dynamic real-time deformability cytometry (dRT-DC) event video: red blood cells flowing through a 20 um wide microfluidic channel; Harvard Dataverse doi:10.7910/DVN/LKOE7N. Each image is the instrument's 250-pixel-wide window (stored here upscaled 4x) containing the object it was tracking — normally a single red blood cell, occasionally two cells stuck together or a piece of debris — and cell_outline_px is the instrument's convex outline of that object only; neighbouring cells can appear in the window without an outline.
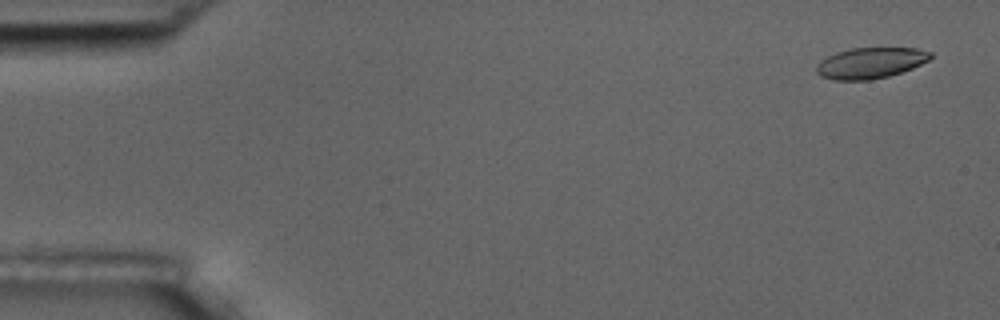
{"species": "common noctule bat (a hibernating species)", "species_latin": "Nyctalus noctula", "temperature_condition": "room temperature", "stored_images_in_passage": 4, "camera_frame_rate_fps": 3000, "um_per_image_px": 0.085, "animal": {"sex": "male", "body_mass_g": 17.5, "forearm_length_mm": 52.3}, "frame": {"image": 1, "passage_image": 1, "time_ms": 0.0, "image_size_px": [1000, 320], "cell_outline_px": [[932, 56], [928, 60], [912, 68], [888, 76], [868, 80], [832, 80], [820, 76], [816, 72], [816, 64], [820, 60], [836, 52], [852, 48], [916, 48], [932, 52]], "centroid_in_image_um": [73.95, 5.35], "position_along_channel_um": 11.1, "area_um2": 20.52}}
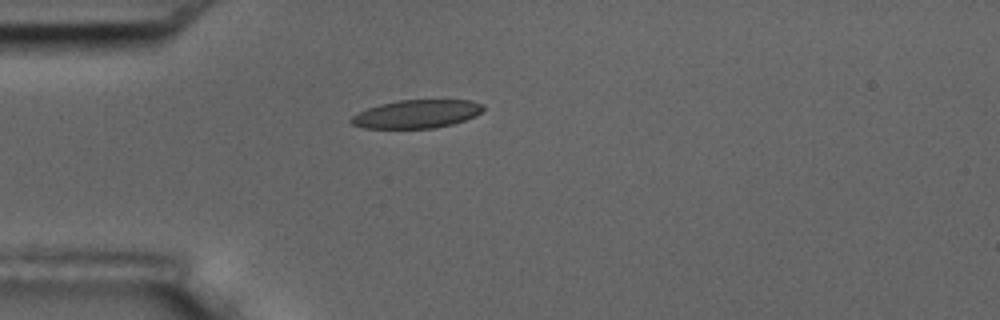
{"frame": {"image": 2, "passage_image": 4, "time_ms": 4.333, "image_size_px": [1000, 320], "cell_outline_px": [[484, 108], [476, 116], [452, 124], [436, 128], [364, 128], [352, 124], [348, 120], [352, 116], [368, 108], [380, 104], [400, 100], [472, 100], [484, 104]], "centroid_in_image_um": [35.43, 9.69], "position_along_channel_um": 49.6, "area_um2": 21.73}}